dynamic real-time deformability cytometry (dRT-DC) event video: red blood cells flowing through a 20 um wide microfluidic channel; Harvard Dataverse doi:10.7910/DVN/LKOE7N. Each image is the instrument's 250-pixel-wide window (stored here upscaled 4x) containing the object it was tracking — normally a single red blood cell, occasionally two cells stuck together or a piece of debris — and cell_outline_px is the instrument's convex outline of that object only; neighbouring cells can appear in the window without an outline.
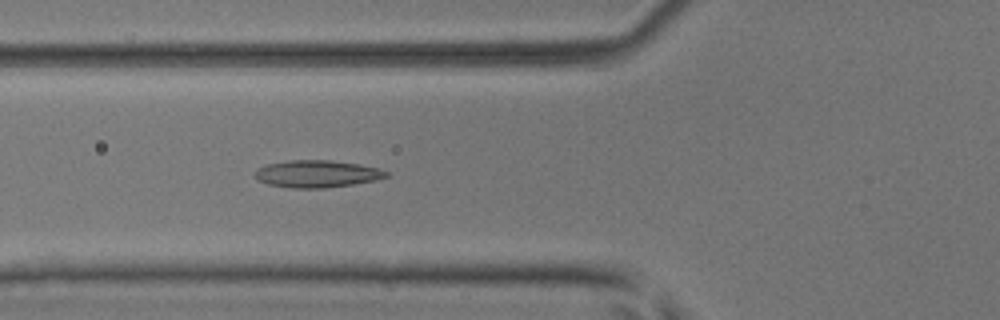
{"species": "common noctule bat (a hibernating species)", "species_latin": "Nyctalus noctula", "temperature_condition": "room temperature", "stored_images_in_passage": 49, "camera_frame_rate_fps": 3000, "um_per_image_px": 0.085, "animal": {"sex": "male", "body_mass_g": 17.9, "forearm_length_mm": 54.2}, "frame": {"image": 1, "passage_image": 18, "time_ms": 5.667, "image_size_px": [1000, 320], "cell_outline_px": [[392, 176], [376, 180], [352, 184], [324, 188], [292, 188], [268, 184], [260, 180], [256, 176], [256, 168], [268, 164], [288, 160], [332, 160], [360, 164], [380, 168], [388, 172]], "centroid_in_image_um": [27.01, 14.77], "position_along_channel_um": 98.8, "area_um2": 20.87}}
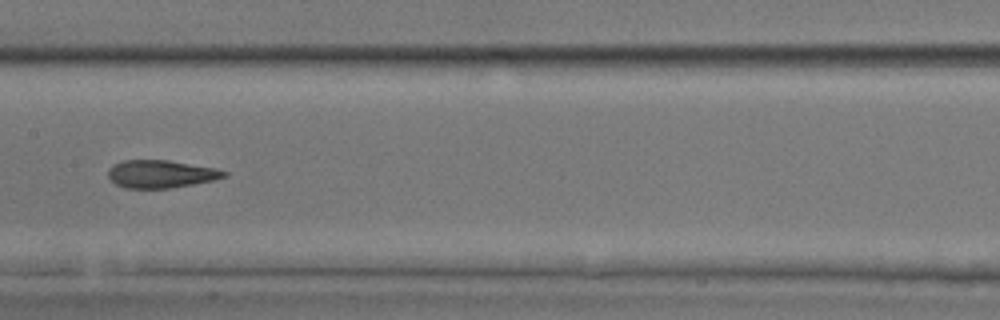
{"frame": {"image": 2, "passage_image": 25, "time_ms": 8.0, "image_size_px": [1000, 320], "cell_outline_px": [[228, 176], [212, 180], [192, 184], [168, 188], [128, 188], [116, 184], [108, 176], [108, 168], [112, 164], [124, 160], [168, 160], [216, 168], [228, 172]], "centroid_in_image_um": [13.67, 14.78], "position_along_channel_um": 193.7, "area_um2": 18.67}}
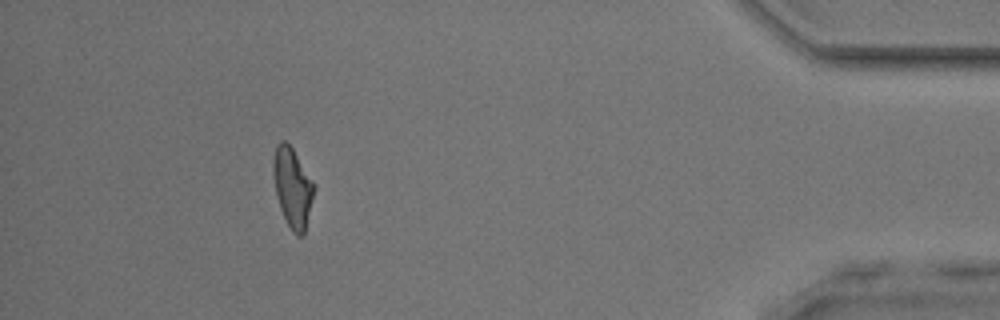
{"frame": {"image": 3, "passage_image": 45, "time_ms": 14.667, "image_size_px": [1000, 320], "cell_outline_px": [[316, 188], [304, 236], [296, 236], [292, 232], [280, 208], [276, 192], [272, 172], [272, 164], [276, 144], [280, 140], [284, 140], [292, 148], [316, 184]], "centroid_in_image_um": [24.89, 15.94], "position_along_channel_um": 410.3, "area_um2": 19.19}, "authors_computed_cell_mechanics": {"area_um2": 19.1896, "velocity_mm_per_s": 4.0721, "shape_relaxation_time_tau1_ms": null, "shape_relaxation_time_tau2_ms": 1.4649, "deformation_change_tau1": null, "deformation_change_tau2": 0.0925}}